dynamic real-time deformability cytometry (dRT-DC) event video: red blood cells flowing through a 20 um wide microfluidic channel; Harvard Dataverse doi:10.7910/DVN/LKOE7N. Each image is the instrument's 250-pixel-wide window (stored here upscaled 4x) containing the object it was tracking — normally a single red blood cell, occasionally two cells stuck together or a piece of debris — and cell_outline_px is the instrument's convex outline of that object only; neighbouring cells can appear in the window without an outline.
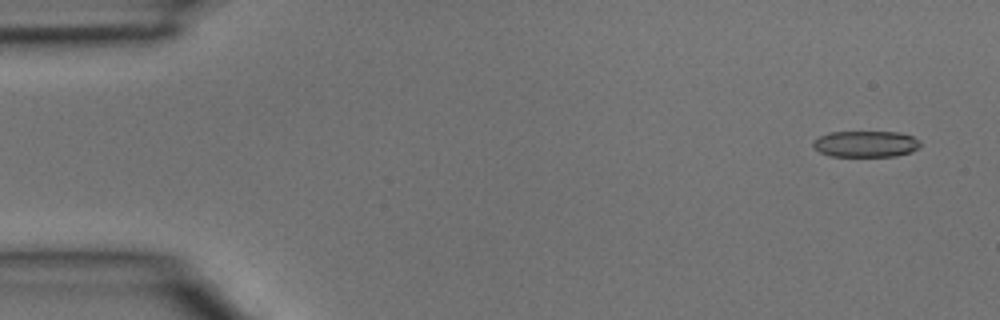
{"species": "common noctule bat (a hibernating species)", "species_latin": "Nyctalus noctula", "temperature_condition": "room temperature", "stored_images_in_passage": 4, "segment_of_instrument_passage": [1, 2], "camera_frame_rate_fps": 3000, "um_per_image_px": 0.085, "animal": {"sex": "male", "body_mass_g": 15.6}, "frame": {"image": 1, "passage_image": 1, "time_ms": 0.0, "image_size_px": [1000, 320], "cell_outline_px": [[920, 148], [912, 152], [896, 156], [828, 156], [812, 148], [812, 144], [820, 136], [828, 132], [900, 132], [912, 136], [920, 140]], "centroid_in_image_um": [73.61, 12.24], "position_along_channel_um": 11.4, "area_um2": 16.59}}
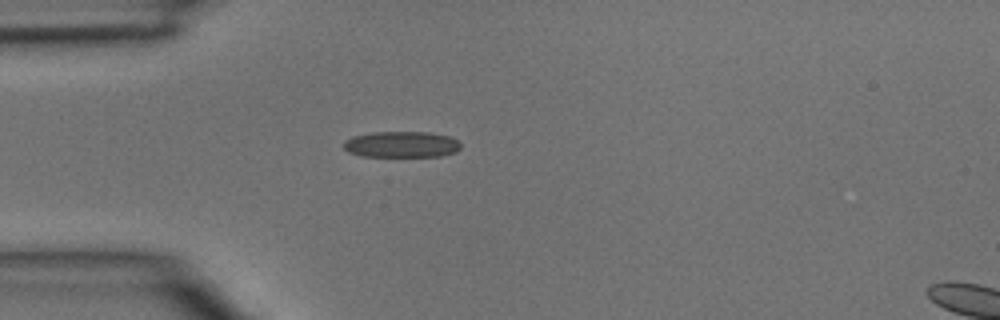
{"frame": {"image": 2, "passage_image": 3, "time_ms": 0.667, "image_size_px": [1000, 320], "cell_outline_px": [[460, 148], [456, 152], [440, 156], [360, 156], [348, 152], [344, 148], [344, 140], [352, 136], [372, 132], [428, 132], [448, 136], [456, 140], [460, 144]], "centroid_in_image_um": [34.09, 12.27], "position_along_channel_um": 50.9, "area_um2": 17.8}}